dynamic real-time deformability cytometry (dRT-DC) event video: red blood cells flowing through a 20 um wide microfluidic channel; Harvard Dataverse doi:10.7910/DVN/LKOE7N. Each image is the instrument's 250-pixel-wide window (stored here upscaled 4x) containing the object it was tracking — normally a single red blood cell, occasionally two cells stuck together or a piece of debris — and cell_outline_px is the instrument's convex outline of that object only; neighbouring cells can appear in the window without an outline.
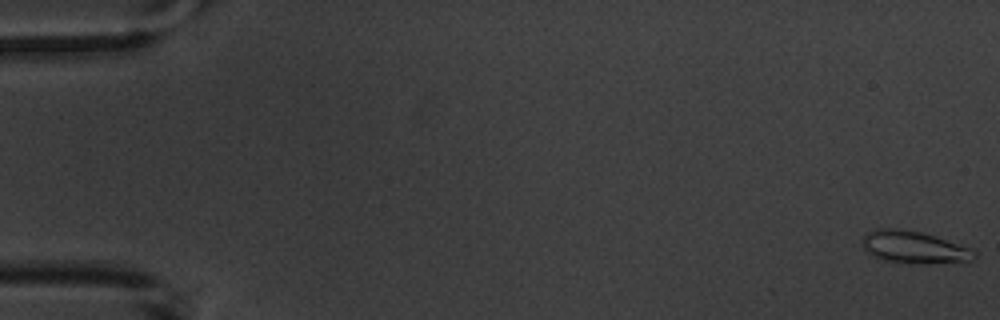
{"species": "common noctule bat (a hibernating species)", "species_latin": "Nyctalus noctula", "temperature_condition": "warm", "stored_images_in_passage": 6, "camera_frame_rate_fps": 3000, "um_per_image_px": 0.085, "animal": {"sex": "male", "body_mass_g": 20.1, "forearm_length_mm": 53.5}, "frame": {"image": 1, "passage_image": 1, "time_ms": 0.0, "image_size_px": [1000, 320], "cell_outline_px": [[976, 260], [924, 264], [908, 264], [884, 260], [872, 256], [860, 244], [864, 236], [868, 232], [876, 228], [900, 228], [920, 232], [968, 248], [976, 252]], "centroid_in_image_um": [77.62, 21.03], "position_along_channel_um": 7.4, "area_um2": 20.98}}
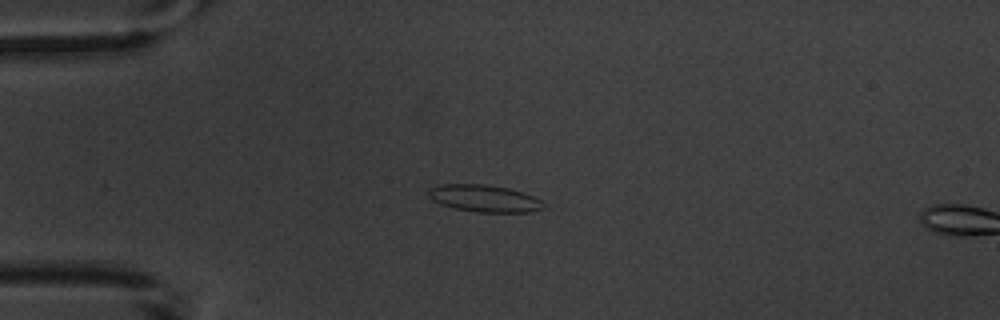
{"frame": {"image": 2, "passage_image": 5, "time_ms": 4.667, "image_size_px": [1000, 320], "cell_outline_px": [[544, 208], [532, 212], [476, 212], [456, 208], [440, 204], [432, 200], [428, 196], [428, 188], [440, 184], [484, 184], [508, 188], [532, 196], [540, 200], [544, 204]], "centroid_in_image_um": [41.13, 16.86], "position_along_channel_um": 43.9, "area_um2": 18.09}}